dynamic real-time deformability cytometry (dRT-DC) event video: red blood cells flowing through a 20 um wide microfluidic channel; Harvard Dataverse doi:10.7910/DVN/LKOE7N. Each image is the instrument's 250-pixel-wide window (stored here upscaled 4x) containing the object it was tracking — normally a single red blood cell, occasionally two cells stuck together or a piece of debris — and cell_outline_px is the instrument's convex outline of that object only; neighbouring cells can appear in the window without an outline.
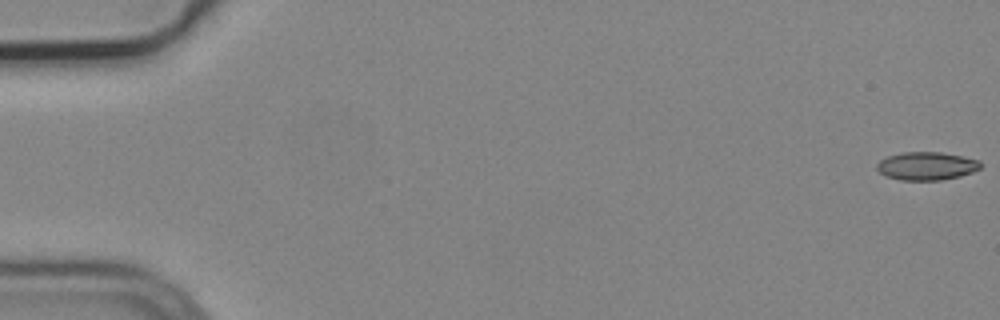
{"species": "common noctule bat (a hibernating species)", "species_latin": "Nyctalus noctula", "temperature_condition": "cold", "stored_images_in_passage": 7, "camera_frame_rate_fps": 3000, "um_per_image_px": 0.085, "animal": {"sex": "male", "body_mass_g": 19.2, "forearm_length_mm": 51.8}, "frame": {"image": 1, "passage_image": 1, "time_ms": 0.0, "image_size_px": [1000, 320], "cell_outline_px": [[980, 168], [972, 172], [960, 176], [940, 180], [900, 180], [888, 176], [880, 172], [876, 168], [876, 164], [880, 160], [888, 156], [900, 152], [940, 152], [980, 160]], "centroid_in_image_um": [78.74, 14.1], "position_along_channel_um": 6.3, "area_um2": 16.88}}
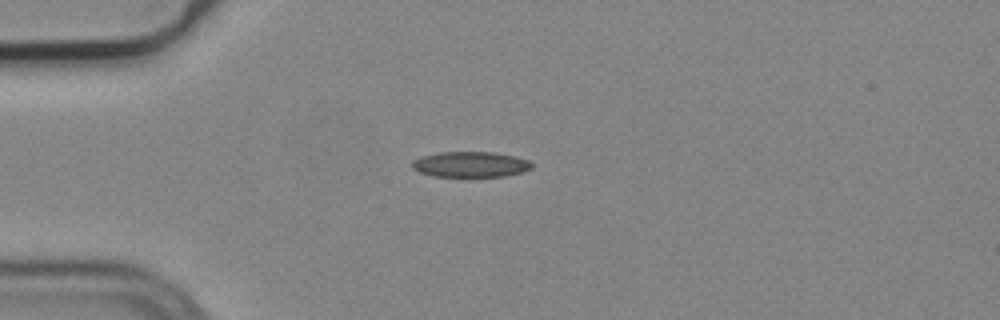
{"frame": {"image": 2, "passage_image": 5, "time_ms": 1.333, "image_size_px": [1000, 320], "cell_outline_px": [[532, 168], [524, 172], [504, 176], [432, 176], [420, 172], [412, 168], [412, 160], [420, 156], [440, 152], [492, 152], [516, 156], [528, 160], [532, 164]], "centroid_in_image_um": [39.99, 13.97], "position_along_channel_um": 45.0, "area_um2": 17.86}}
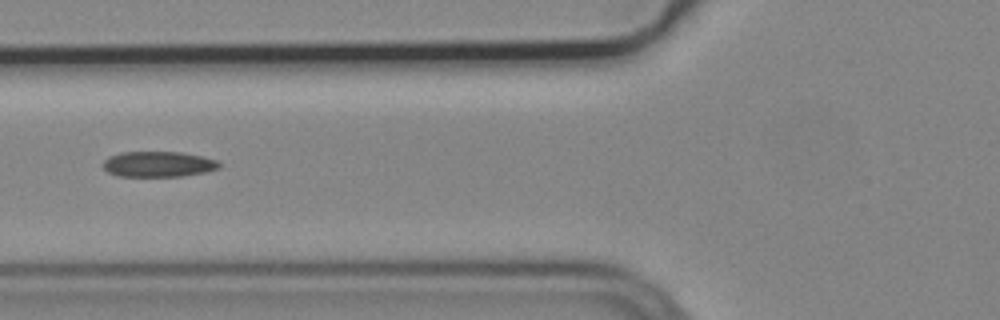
{"frame": {"image": 3, "passage_image": 7, "time_ms": 2.0, "image_size_px": [1000, 320], "cell_outline_px": [[220, 168], [204, 172], [180, 176], [116, 176], [108, 172], [104, 168], [104, 160], [108, 156], [120, 152], [180, 152], [200, 156], [216, 160], [220, 164]], "centroid_in_image_um": [13.42, 13.95], "position_along_channel_um": 112.4, "area_um2": 17.17}}